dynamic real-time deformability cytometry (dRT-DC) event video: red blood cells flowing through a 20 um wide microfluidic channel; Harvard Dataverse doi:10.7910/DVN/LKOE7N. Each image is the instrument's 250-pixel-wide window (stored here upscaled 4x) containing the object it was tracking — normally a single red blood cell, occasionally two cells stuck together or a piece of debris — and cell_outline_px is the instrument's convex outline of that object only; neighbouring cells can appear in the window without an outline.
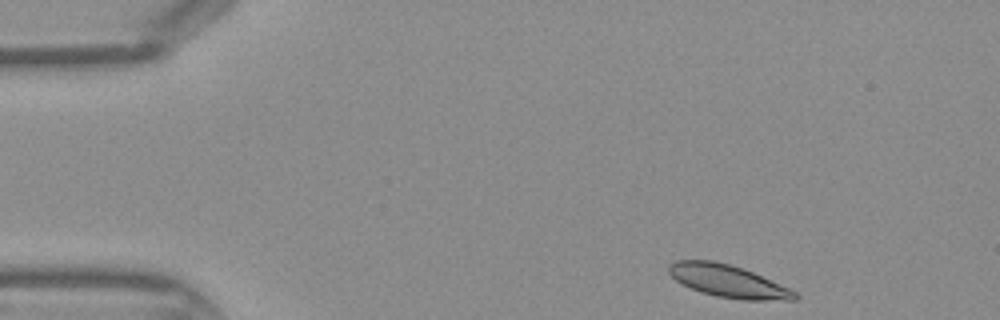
{"species": "Egyptian fruit bat (a non-hibernating species)", "species_latin": "Rousettus aegyptiacus", "temperature_condition": "warm", "stored_images_in_passage": 39, "camera_frame_rate_fps": 3000, "um_per_image_px": 0.085, "frame": {"image": 1, "passage_image": 1, "time_ms": 0.0, "image_size_px": [1000, 320], "cell_outline_px": [[800, 296], [796, 300], [744, 300], [716, 296], [692, 288], [676, 280], [668, 272], [668, 264], [676, 260], [712, 260], [728, 264], [752, 272], [788, 288], [796, 292]], "centroid_in_image_um": [61.88, 23.89], "position_along_channel_um": 23.1, "area_um2": 23.41}}
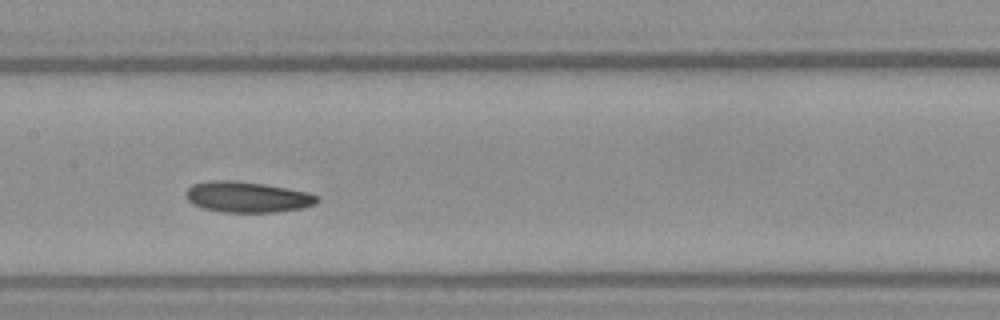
{"frame": {"image": 2, "passage_image": 17, "time_ms": 5.333, "image_size_px": [1000, 320], "cell_outline_px": [[320, 200], [312, 204], [300, 208], [276, 212], [224, 212], [204, 208], [192, 204], [188, 200], [188, 188], [192, 184], [208, 180], [236, 180], [264, 184], [288, 188], [308, 192], [320, 196]], "centroid_in_image_um": [21.03, 16.73], "position_along_channel_um": 186.4, "area_um2": 23.47}}
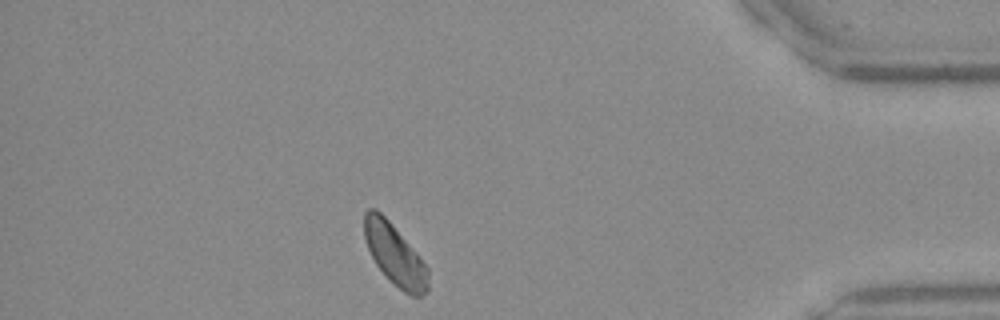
{"frame": {"image": 3, "passage_image": 34, "time_ms": 11.0, "image_size_px": [1000, 320], "cell_outline_px": [[428, 292], [420, 296], [412, 296], [404, 292], [376, 264], [368, 248], [364, 236], [364, 212], [368, 208], [376, 208], [388, 220], [416, 252], [428, 268]], "centroid_in_image_um": [33.56, 21.62], "position_along_channel_um": 401.6, "area_um2": 22.2}}